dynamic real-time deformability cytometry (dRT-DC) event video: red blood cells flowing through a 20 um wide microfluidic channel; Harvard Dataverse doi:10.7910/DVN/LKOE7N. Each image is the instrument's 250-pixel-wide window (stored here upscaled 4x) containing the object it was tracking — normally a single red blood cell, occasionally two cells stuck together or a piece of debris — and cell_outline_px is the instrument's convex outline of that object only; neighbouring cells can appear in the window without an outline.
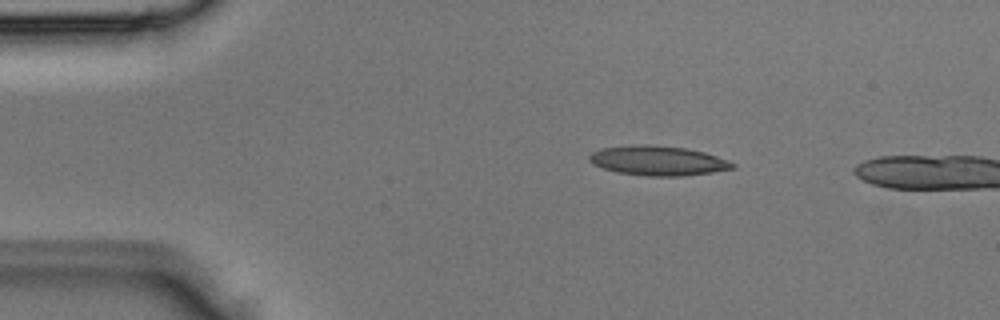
{"species": "Egyptian fruit bat (a non-hibernating species)", "species_latin": "Rousettus aegyptiacus", "temperature_condition": "room temperature", "stored_images_in_passage": 2, "camera_frame_rate_fps": 3000, "um_per_image_px": 0.085, "animal": {"sex": "male"}, "frame": {"image": 1, "passage_image": 1, "time_ms": 0.0, "image_size_px": [1000, 320], "cell_outline_px": [[736, 168], [712, 172], [680, 176], [648, 176], [616, 172], [592, 164], [588, 160], [588, 156], [592, 152], [600, 148], [632, 144], [648, 144], [688, 148], [704, 152], [728, 160], [736, 164]], "centroid_in_image_um": [55.9, 13.64], "position_along_channel_um": 29.1, "area_um2": 24.97}}